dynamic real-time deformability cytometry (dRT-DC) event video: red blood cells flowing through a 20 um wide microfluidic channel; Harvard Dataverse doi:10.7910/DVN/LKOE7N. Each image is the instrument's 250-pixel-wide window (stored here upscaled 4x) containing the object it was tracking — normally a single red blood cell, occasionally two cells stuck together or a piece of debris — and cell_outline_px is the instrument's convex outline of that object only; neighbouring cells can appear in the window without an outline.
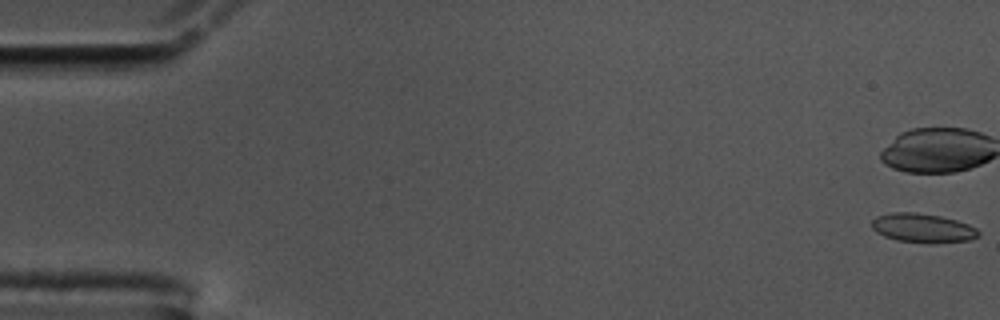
{"species": "common noctule bat (a hibernating species)", "species_latin": "Nyctalus noctula", "temperature_condition": "cold", "stored_images_in_passage": 57, "camera_frame_rate_fps": 3000, "um_per_image_px": 0.085, "animal": {"sex": "male", "body_mass_g": 17.5, "forearm_length_mm": 52.3}, "frame": {"image": 1, "passage_image": 1, "time_ms": 0.0, "image_size_px": [1000, 320], "cell_outline_px": [[980, 236], [968, 240], [936, 244], [896, 240], [884, 236], [876, 232], [872, 228], [872, 220], [876, 216], [892, 212], [916, 212], [940, 216], [956, 220], [968, 224], [976, 228], [980, 232]], "centroid_in_image_um": [78.44, 19.39], "position_along_channel_um": 6.6, "area_um2": 18.26}}